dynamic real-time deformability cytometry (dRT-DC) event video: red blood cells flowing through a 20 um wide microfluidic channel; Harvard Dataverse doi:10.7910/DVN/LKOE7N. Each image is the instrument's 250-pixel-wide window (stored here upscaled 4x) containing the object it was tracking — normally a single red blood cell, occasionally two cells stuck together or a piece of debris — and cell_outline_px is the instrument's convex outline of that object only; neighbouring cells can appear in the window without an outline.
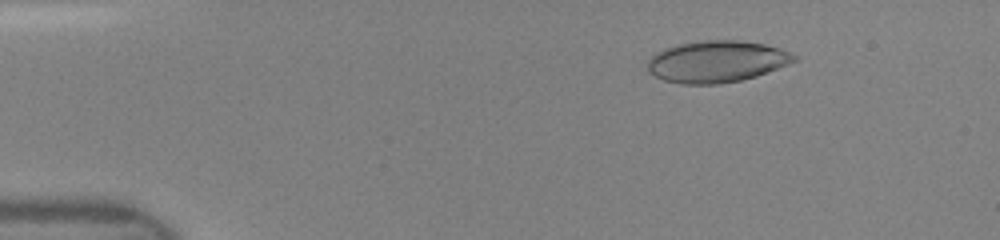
{"species": "human", "species_latin": "Homo sapiens", "temperature_condition": "room temperature", "stored_images_in_passage": 47, "camera_frame_rate_fps": 3000, "um_per_image_px": 0.085, "donor": {"sex": "female"}, "frame": {"image": 1, "passage_image": 7, "time_ms": 2.0, "image_size_px": [1000, 240], "cell_outline_px": [[800, 60], [756, 76], [740, 80], [716, 84], [684, 84], [664, 80], [656, 76], [648, 68], [648, 60], [656, 52], [664, 48], [676, 44], [704, 40], [740, 40], [764, 44], [780, 48], [796, 56]], "centroid_in_image_um": [60.94, 5.22], "position_along_channel_um": 24.1, "area_um2": 35.49}}
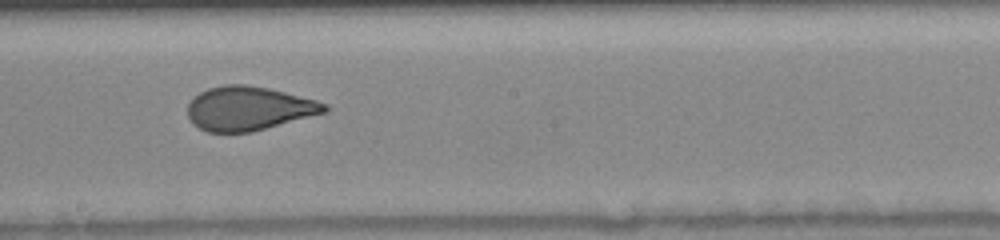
{"frame": {"image": 2, "passage_image": 27, "time_ms": 8.667, "image_size_px": [1000, 240], "cell_outline_px": [[328, 112], [252, 132], [208, 132], [192, 124], [188, 116], [188, 104], [200, 92], [208, 88], [224, 84], [244, 84], [268, 88], [316, 100], [328, 104]], "centroid_in_image_um": [21.15, 9.22], "position_along_channel_um": 227.0, "area_um2": 35.08}}
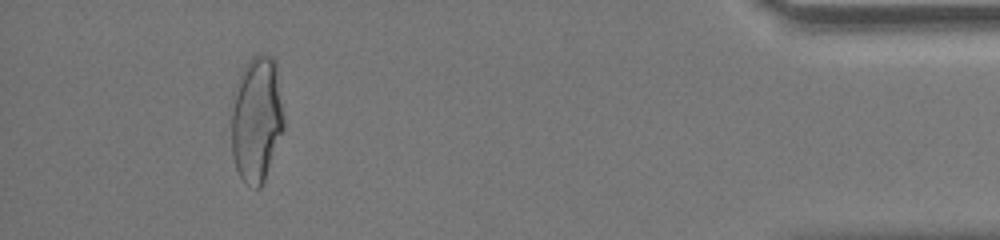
{"frame": {"image": 3, "passage_image": 44, "time_ms": 14.333, "image_size_px": [1000, 240], "cell_outline_px": [[284, 128], [264, 180], [260, 188], [256, 188], [244, 180], [240, 176], [236, 168], [232, 156], [228, 104], [232, 92], [240, 72], [248, 60], [256, 52], [260, 52], [272, 56], [276, 60], [284, 120]], "centroid_in_image_um": [21.75, 10.04], "position_along_channel_um": 413.4, "area_um2": 39.82}}